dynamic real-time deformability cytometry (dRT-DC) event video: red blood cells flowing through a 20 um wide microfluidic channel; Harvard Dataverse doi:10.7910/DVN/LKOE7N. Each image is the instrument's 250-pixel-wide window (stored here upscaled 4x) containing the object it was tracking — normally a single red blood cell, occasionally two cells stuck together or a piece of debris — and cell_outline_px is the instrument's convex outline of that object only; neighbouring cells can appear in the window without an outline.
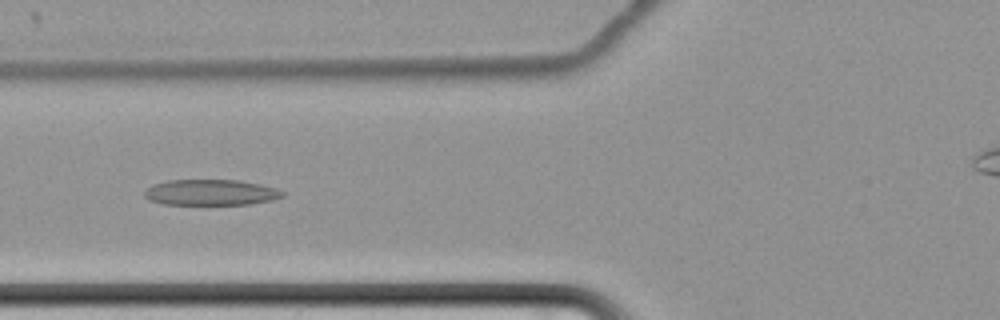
{"species": "common noctule bat (a hibernating species)", "species_latin": "Nyctalus noctula", "temperature_condition": "cold", "stored_images_in_passage": 39, "camera_frame_rate_fps": 3000, "um_per_image_px": 0.085, "animal": {"sex": "female", "body_mass_g": 22.7, "forearm_length_mm": 54.2}, "frame": {"image": 1, "passage_image": 6, "time_ms": 1.667, "image_size_px": [1000, 320], "cell_outline_px": [[284, 196], [272, 200], [248, 204], [164, 204], [152, 200], [144, 196], [144, 192], [152, 184], [168, 180], [240, 180], [260, 184], [276, 188], [284, 192]], "centroid_in_image_um": [17.94, 16.34], "position_along_channel_um": 107.9, "area_um2": 20.63}}
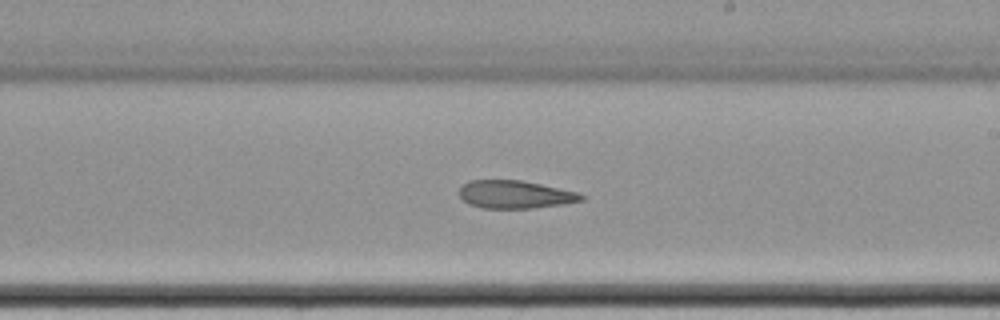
{"frame": {"image": 2, "passage_image": 18, "time_ms": 5.667, "image_size_px": [1000, 320], "cell_outline_px": [[584, 200], [564, 204], [536, 208], [484, 208], [468, 204], [460, 196], [460, 188], [468, 180], [520, 180], [580, 192], [584, 196]], "centroid_in_image_um": [43.81, 16.53], "position_along_channel_um": 245.2, "area_um2": 19.88}}
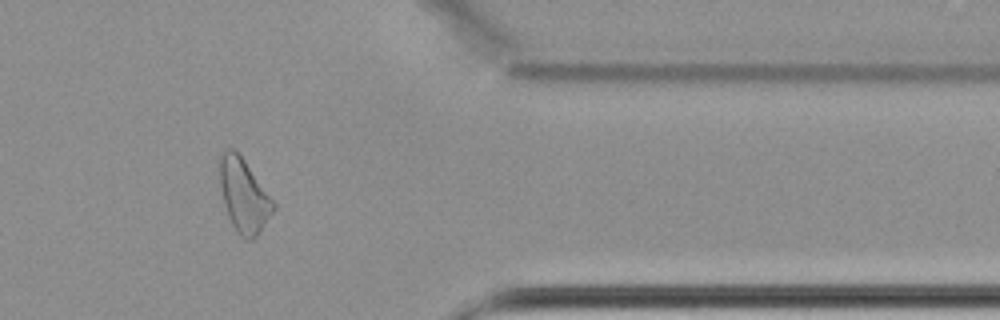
{"frame": {"image": 3, "passage_image": 32, "time_ms": 10.333, "image_size_px": [1000, 320], "cell_outline_px": [[276, 208], [260, 232], [252, 240], [244, 240], [236, 232], [228, 216], [224, 204], [220, 188], [220, 156], [228, 148], [232, 148], [244, 160], [276, 204]], "centroid_in_image_um": [20.73, 16.67], "position_along_channel_um": 390.7, "area_um2": 22.77}}